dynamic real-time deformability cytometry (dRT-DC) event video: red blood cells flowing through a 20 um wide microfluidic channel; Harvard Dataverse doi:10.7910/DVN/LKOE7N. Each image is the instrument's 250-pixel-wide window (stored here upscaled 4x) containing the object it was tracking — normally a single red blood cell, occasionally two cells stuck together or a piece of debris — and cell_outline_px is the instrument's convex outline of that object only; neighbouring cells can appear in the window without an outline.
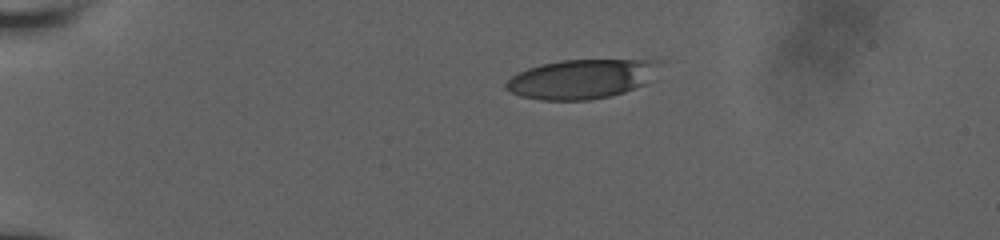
{"species": "human", "species_latin": "Homo sapiens", "temperature_condition": "room temperature", "stored_images_in_passage": 17, "camera_frame_rate_fps": 3000, "um_per_image_px": 0.085, "donor": {"sex": "male"}, "frame": {"image": 1, "passage_image": 1, "time_ms": 0.0, "image_size_px": [1000, 240], "cell_outline_px": [[660, 60], [656, 80], [624, 92], [608, 96], [588, 100], [540, 100], [520, 96], [508, 92], [504, 88], [504, 84], [512, 76], [528, 68], [540, 64], [560, 60]], "centroid_in_image_um": [49.45, 6.72], "position_along_channel_um": 35.6, "area_um2": 35.55}}
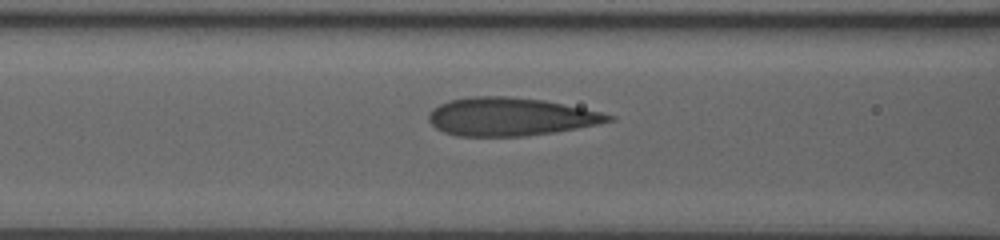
{"frame": {"image": 2, "passage_image": 12, "time_ms": 4.0, "image_size_px": [1000, 240], "cell_outline_px": [[616, 120], [576, 128], [552, 132], [524, 136], [456, 136], [444, 132], [436, 128], [428, 120], [428, 112], [432, 108], [448, 100], [472, 96], [508, 96], [544, 100], [600, 112], [616, 116]], "centroid_in_image_um": [43.33, 9.91], "position_along_channel_um": 123.3, "area_um2": 39.88}}
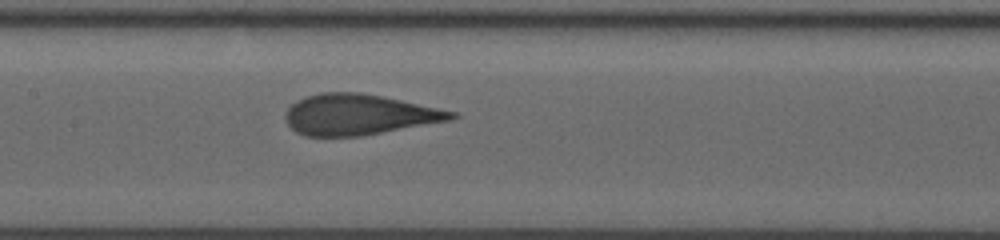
{"frame": {"image": 3, "passage_image": 15, "time_ms": 5.333, "image_size_px": [1000, 240], "cell_outline_px": [[460, 116], [452, 120], [360, 136], [304, 136], [296, 132], [288, 124], [284, 116], [284, 112], [296, 100], [304, 96], [320, 92], [360, 92], [400, 100], [456, 112]], "centroid_in_image_um": [30.46, 9.74], "position_along_channel_um": 176.9, "area_um2": 39.3}}